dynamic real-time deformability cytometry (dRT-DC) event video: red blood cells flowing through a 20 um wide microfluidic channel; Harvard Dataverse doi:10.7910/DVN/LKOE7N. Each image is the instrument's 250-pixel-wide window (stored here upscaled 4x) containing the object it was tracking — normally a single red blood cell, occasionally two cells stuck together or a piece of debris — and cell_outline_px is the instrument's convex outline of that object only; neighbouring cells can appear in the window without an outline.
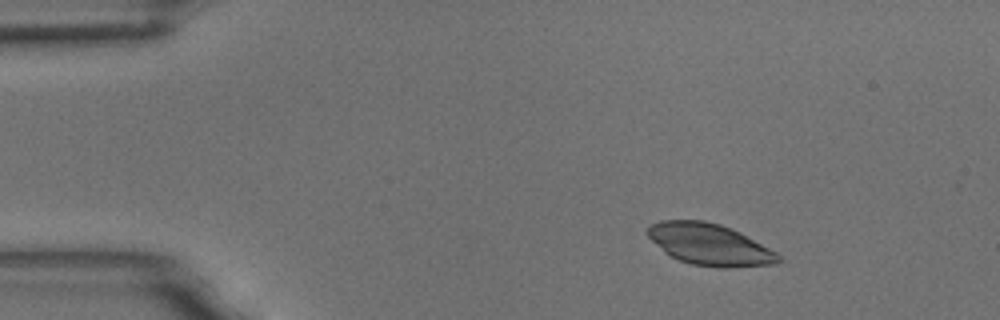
{"species": "common noctule bat (a hibernating species)", "species_latin": "Nyctalus noctula", "temperature_condition": "room temperature", "stored_images_in_passage": 7, "camera_frame_rate_fps": 3000, "um_per_image_px": 0.085, "animal": {"sex": "male", "body_mass_g": 18.8}, "frame": {"image": 1, "passage_image": 2, "time_ms": 0.333, "image_size_px": [1000, 320], "cell_outline_px": [[784, 260], [772, 264], [732, 268], [720, 268], [692, 264], [680, 260], [664, 252], [648, 236], [648, 228], [652, 224], [660, 220], [704, 220], [720, 224], [732, 228], [740, 232], [776, 252]], "centroid_in_image_um": [60.34, 20.78], "position_along_channel_um": 24.7, "area_um2": 31.56}}